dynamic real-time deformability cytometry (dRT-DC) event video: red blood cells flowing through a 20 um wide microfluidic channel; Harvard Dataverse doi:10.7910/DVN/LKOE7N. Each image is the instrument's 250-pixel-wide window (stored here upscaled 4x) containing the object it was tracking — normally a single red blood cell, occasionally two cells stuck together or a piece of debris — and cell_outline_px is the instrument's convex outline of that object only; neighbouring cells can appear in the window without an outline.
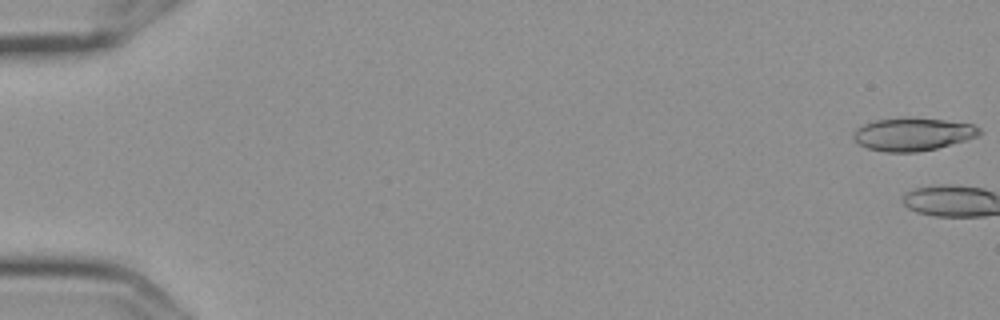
{"species": "Egyptian fruit bat (a non-hibernating species)", "species_latin": "Rousettus aegyptiacus", "temperature_condition": "cold", "stored_images_in_passage": 7, "camera_frame_rate_fps": 3000, "um_per_image_px": 0.085, "frame": {"image": 1, "passage_image": 1, "time_ms": 0.0, "image_size_px": [1000, 320], "cell_outline_px": [[980, 132], [976, 136], [964, 140], [936, 148], [916, 152], [884, 152], [868, 148], [852, 140], [852, 132], [856, 128], [864, 124], [876, 120], [944, 120], [972, 124], [980, 128]], "centroid_in_image_um": [77.52, 11.45], "position_along_channel_um": 7.5, "area_um2": 23.24}}
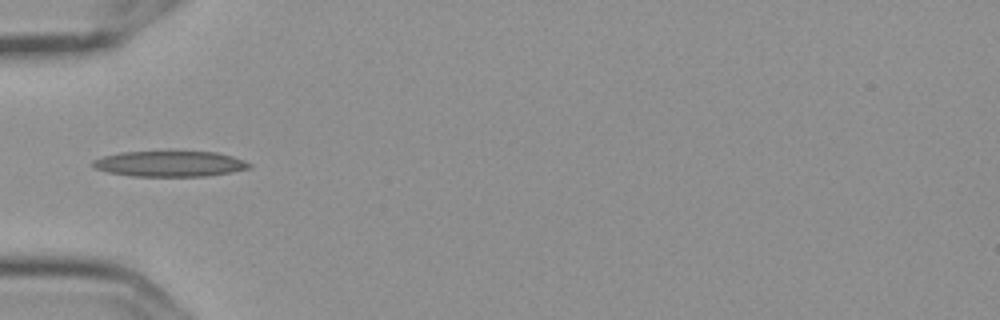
{"frame": {"image": 2, "passage_image": 7, "time_ms": 2.0, "image_size_px": [1000, 320], "cell_outline_px": [[252, 168], [232, 172], [204, 176], [132, 176], [108, 172], [92, 168], [92, 160], [104, 156], [120, 152], [216, 152], [232, 156], [244, 160], [252, 164]], "centroid_in_image_um": [14.44, 13.93], "position_along_channel_um": 70.6, "area_um2": 23.35}}